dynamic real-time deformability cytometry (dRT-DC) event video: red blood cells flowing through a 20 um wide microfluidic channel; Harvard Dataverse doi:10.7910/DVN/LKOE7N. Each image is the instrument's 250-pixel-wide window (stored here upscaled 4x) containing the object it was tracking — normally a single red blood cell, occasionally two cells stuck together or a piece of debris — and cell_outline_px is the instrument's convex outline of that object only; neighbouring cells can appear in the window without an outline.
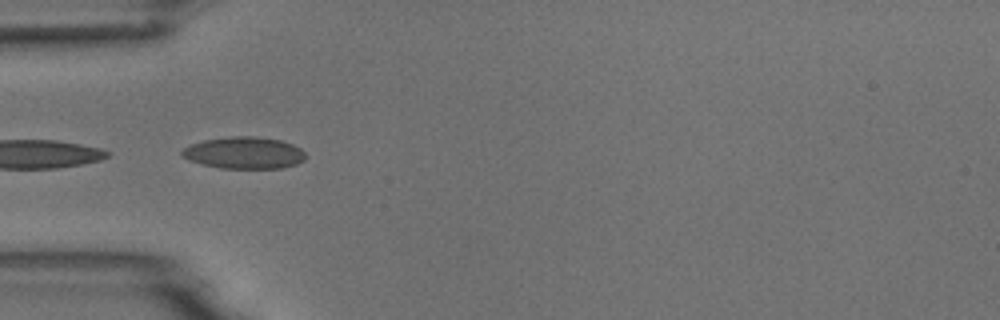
{"species": "common noctule bat (a hibernating species)", "species_latin": "Nyctalus noctula", "temperature_condition": "room temperature", "stored_images_in_passage": 10, "camera_frame_rate_fps": 3000, "um_per_image_px": 0.085, "animal": {"sex": "male", "body_mass_g": 18.8}, "frame": {"image": 1, "passage_image": 7, "time_ms": 2.0, "image_size_px": [1000, 320], "cell_outline_px": [[304, 160], [296, 164], [284, 168], [220, 168], [188, 160], [180, 152], [184, 148], [192, 144], [204, 140], [232, 136], [256, 136], [280, 140], [292, 144], [300, 148], [304, 152]], "centroid_in_image_um": [20.77, 12.99], "position_along_channel_um": 64.2, "area_um2": 22.77}}